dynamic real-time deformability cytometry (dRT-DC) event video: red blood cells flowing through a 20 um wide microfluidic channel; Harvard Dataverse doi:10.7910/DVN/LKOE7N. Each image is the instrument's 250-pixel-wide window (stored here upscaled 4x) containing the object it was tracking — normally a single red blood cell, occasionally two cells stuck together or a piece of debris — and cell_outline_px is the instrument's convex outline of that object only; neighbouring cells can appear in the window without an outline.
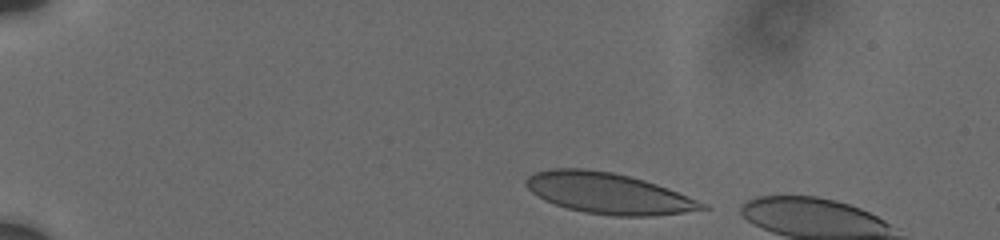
{"species": "human", "species_latin": "Homo sapiens", "temperature_condition": "cold", "stored_images_in_passage": 7, "camera_frame_rate_fps": 3000, "um_per_image_px": 0.085, "donor": {"sex": "male"}, "frame": {"image": 1, "passage_image": 3, "time_ms": 0.667, "image_size_px": [1000, 240], "cell_outline_px": [[708, 208], [684, 212], [652, 216], [612, 216], [584, 212], [568, 208], [544, 200], [532, 192], [524, 184], [524, 180], [528, 176], [536, 172], [552, 168], [580, 168], [612, 172], [644, 180], [668, 188], [696, 200], [704, 204]], "centroid_in_image_um": [51.65, 16.43], "position_along_channel_um": 33.3, "area_um2": 41.5}}